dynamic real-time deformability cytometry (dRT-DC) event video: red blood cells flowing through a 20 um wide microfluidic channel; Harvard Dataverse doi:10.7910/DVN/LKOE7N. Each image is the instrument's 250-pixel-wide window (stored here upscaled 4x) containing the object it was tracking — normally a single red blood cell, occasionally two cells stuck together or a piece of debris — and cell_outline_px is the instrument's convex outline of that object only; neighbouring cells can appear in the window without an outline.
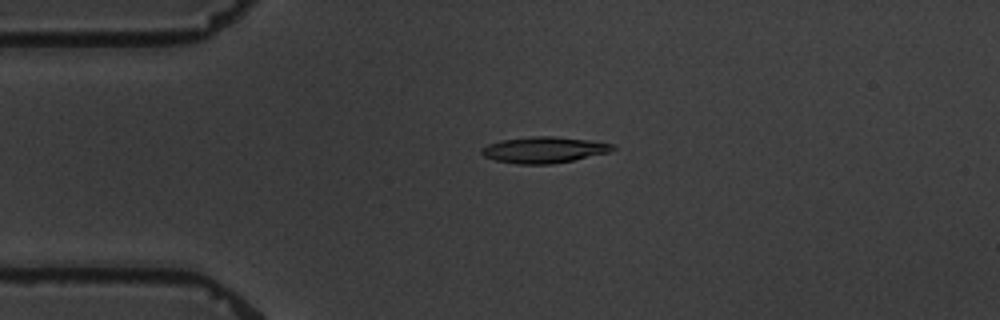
{"species": "common noctule bat (a hibernating species)", "species_latin": "Nyctalus noctula", "temperature_condition": "warm", "stored_images_in_passage": 5, "camera_frame_rate_fps": 3000, "um_per_image_px": 0.085, "animal": {"sex": "male", "body_mass_g": 19.5, "forearm_length_mm": 54.6}, "frame": {"image": 1, "passage_image": 4, "time_ms": 3.667, "image_size_px": [1000, 320], "cell_outline_px": [[616, 148], [608, 152], [572, 160], [552, 164], [516, 164], [496, 160], [484, 156], [480, 152], [480, 148], [488, 144], [500, 140], [532, 136], [552, 136], [588, 140], [616, 144]], "centroid_in_image_um": [46.21, 12.73], "position_along_channel_um": 38.8, "area_um2": 19.94}}